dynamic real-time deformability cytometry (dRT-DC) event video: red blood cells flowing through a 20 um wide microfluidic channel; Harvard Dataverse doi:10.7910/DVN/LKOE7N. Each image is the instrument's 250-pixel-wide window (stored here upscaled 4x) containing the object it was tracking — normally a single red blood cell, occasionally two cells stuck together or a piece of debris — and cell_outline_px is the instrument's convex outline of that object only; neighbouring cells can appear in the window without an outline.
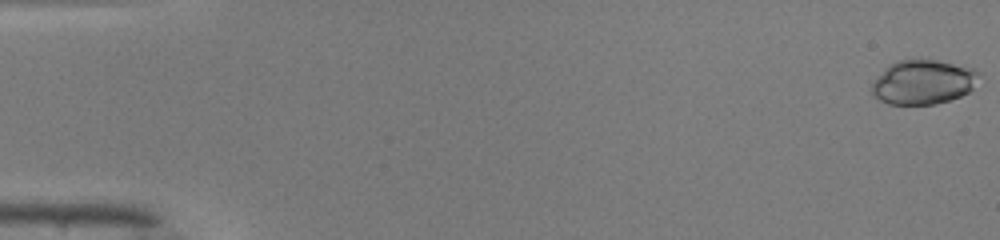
{"species": "common noctule bat (a hibernating species)", "species_latin": "Nyctalus noctula", "temperature_condition": "warm", "stored_images_in_passage": 16, "camera_frame_rate_fps": 3000, "um_per_image_px": 0.085, "animal": {"sex": "male", "body_mass_g": 19.0, "forearm_length_mm": 50.8}, "frame": {"image": 1, "passage_image": 1, "time_ms": 0.0, "image_size_px": [1000, 240], "cell_outline_px": [[980, 72], [972, 88], [968, 92], [960, 96], [936, 104], [888, 104], [872, 96], [872, 84], [876, 76], [888, 64], [896, 60], [936, 60], [972, 68]], "centroid_in_image_um": [78.41, 6.98], "position_along_channel_um": 6.6, "area_um2": 27.63}}
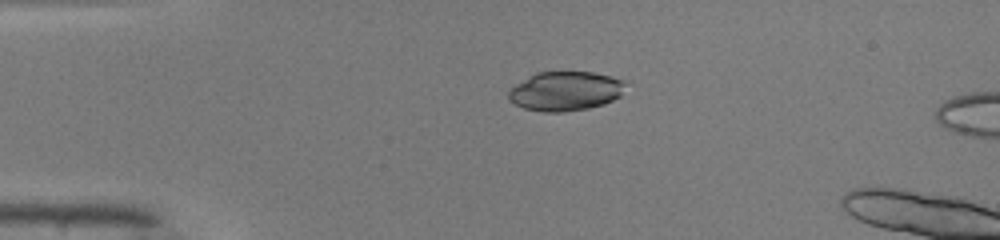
{"frame": {"image": 2, "passage_image": 12, "time_ms": 3.667, "image_size_px": [1000, 240], "cell_outline_px": [[624, 84], [620, 96], [604, 104], [588, 108], [564, 112], [544, 112], [524, 108], [508, 100], [508, 92], [516, 84], [528, 76], [536, 72], [592, 72], [612, 76], [624, 80]], "centroid_in_image_um": [48.04, 7.74], "position_along_channel_um": 37.0, "area_um2": 26.7}}